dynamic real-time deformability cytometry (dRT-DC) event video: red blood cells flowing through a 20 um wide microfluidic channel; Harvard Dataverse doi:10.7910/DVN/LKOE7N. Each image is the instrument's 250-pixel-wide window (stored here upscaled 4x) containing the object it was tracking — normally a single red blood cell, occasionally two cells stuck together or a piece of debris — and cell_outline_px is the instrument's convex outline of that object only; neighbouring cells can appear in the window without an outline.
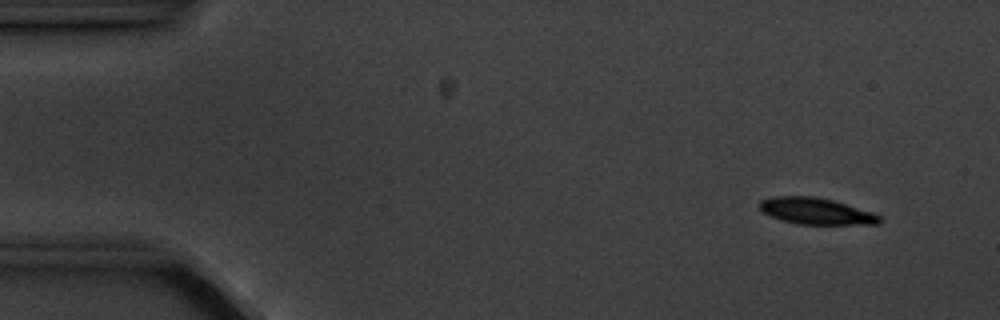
{"species": "common noctule bat (a hibernating species)", "species_latin": "Nyctalus noctula", "temperature_condition": "cold", "stored_images_in_passage": 4, "camera_frame_rate_fps": 3000, "um_per_image_px": 0.085, "animal": {"sex": "male", "body_mass_g": 20.1, "forearm_length_mm": 53.5}, "frame": {"image": 1, "passage_image": 2, "time_ms": 1.0, "image_size_px": [1000, 320], "cell_outline_px": [[880, 224], [796, 224], [780, 220], [764, 212], [756, 204], [760, 200], [772, 196], [816, 196], [832, 200], [872, 212], [880, 216]], "centroid_in_image_um": [69.31, 17.94], "position_along_channel_um": 15.7, "area_um2": 18.5}}